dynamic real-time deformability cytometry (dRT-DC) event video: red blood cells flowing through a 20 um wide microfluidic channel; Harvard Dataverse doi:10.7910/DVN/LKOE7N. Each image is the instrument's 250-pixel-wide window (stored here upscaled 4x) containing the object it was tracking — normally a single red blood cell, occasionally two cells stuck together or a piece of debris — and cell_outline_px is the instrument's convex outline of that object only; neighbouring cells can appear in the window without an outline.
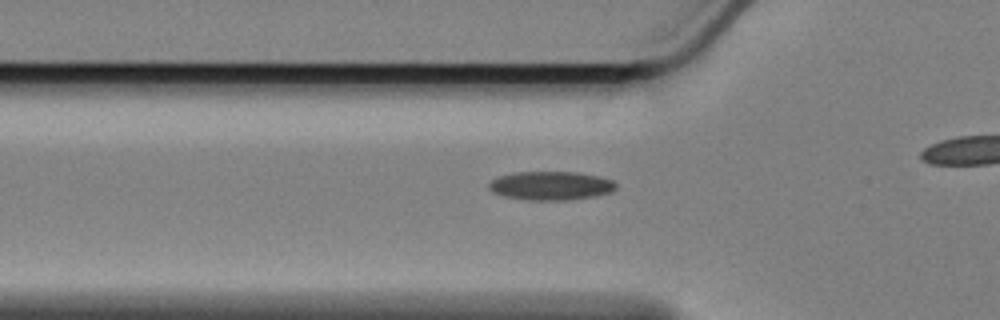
{"species": "Egyptian fruit bat (a non-hibernating species)", "species_latin": "Rousettus aegyptiacus", "temperature_condition": "cold", "stored_images_in_passage": 39, "camera_frame_rate_fps": 3000, "um_per_image_px": 0.085, "animal": {"sex": "female"}, "frame": {"image": 1, "passage_image": 11, "time_ms": 3.333, "image_size_px": [1000, 320], "cell_outline_px": [[616, 188], [612, 192], [596, 196], [568, 200], [528, 200], [504, 196], [492, 192], [488, 188], [488, 184], [492, 180], [500, 176], [512, 172], [580, 172], [612, 180], [616, 184]], "centroid_in_image_um": [46.82, 15.78], "position_along_channel_um": 79.0, "area_um2": 21.33}}
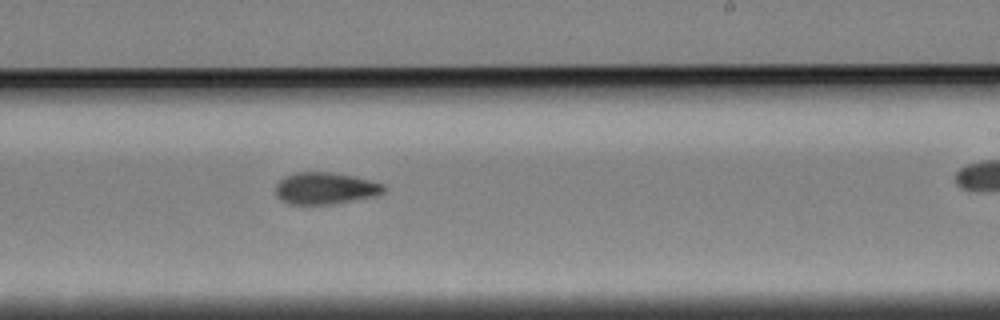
{"frame": {"image": 2, "passage_image": 27, "time_ms": 8.667, "image_size_px": [1000, 320], "cell_outline_px": [[384, 192], [376, 196], [332, 204], [288, 204], [280, 200], [276, 196], [276, 184], [284, 176], [296, 172], [332, 172], [352, 176], [384, 184]], "centroid_in_image_um": [27.61, 16.01], "position_along_channel_um": 261.4, "area_um2": 20.06}}
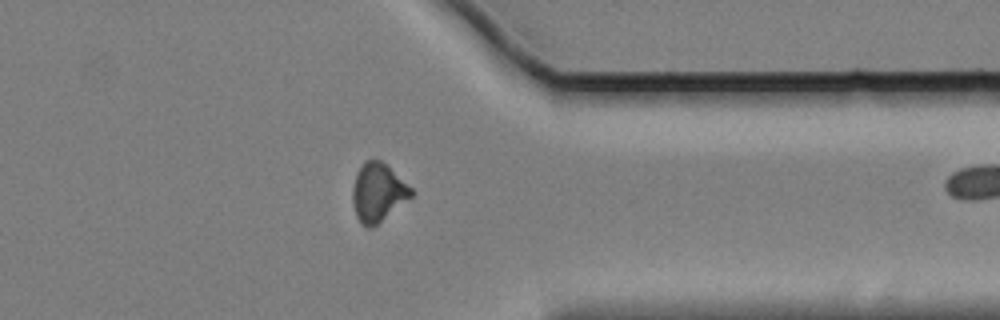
{"frame": {"image": 3, "passage_image": 38, "time_ms": 12.333, "image_size_px": [1000, 320], "cell_outline_px": [[416, 192], [412, 196], [372, 228], [368, 228], [360, 224], [356, 216], [352, 200], [352, 188], [356, 172], [360, 164], [364, 160], [380, 160], [412, 188]], "centroid_in_image_um": [32.09, 16.36], "position_along_channel_um": 379.3, "area_um2": 19.94}}